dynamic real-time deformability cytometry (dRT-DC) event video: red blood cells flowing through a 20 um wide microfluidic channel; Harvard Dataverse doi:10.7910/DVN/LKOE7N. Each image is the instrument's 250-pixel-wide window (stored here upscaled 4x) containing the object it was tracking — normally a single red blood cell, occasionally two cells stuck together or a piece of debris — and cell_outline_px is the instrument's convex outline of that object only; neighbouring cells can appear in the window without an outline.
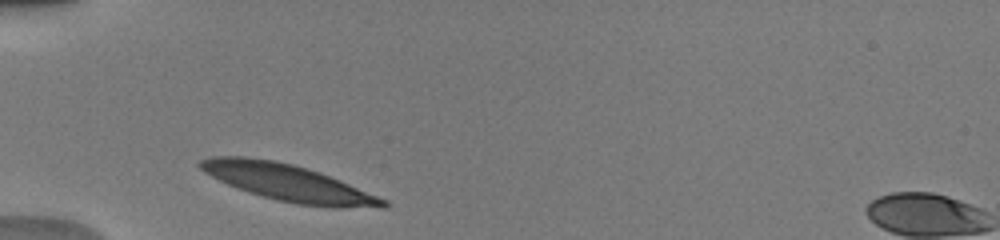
{"species": "human", "species_latin": "Homo sapiens", "temperature_condition": "warm", "stored_images_in_passage": 29, "camera_frame_rate_fps": 3000, "um_per_image_px": 0.085, "donor": {"sex": "male"}, "frame": {"image": 1, "passage_image": 1, "time_ms": 0.0, "image_size_px": [1000, 240], "cell_outline_px": [[388, 204], [384, 208], [332, 208], [296, 204], [276, 200], [248, 192], [228, 184], [204, 172], [196, 164], [200, 160], [212, 156], [244, 156], [272, 160], [292, 164], [308, 168], [320, 172], [340, 180], [388, 200]], "centroid_in_image_um": [24.53, 15.54], "position_along_channel_um": 60.5, "area_um2": 39.19}}
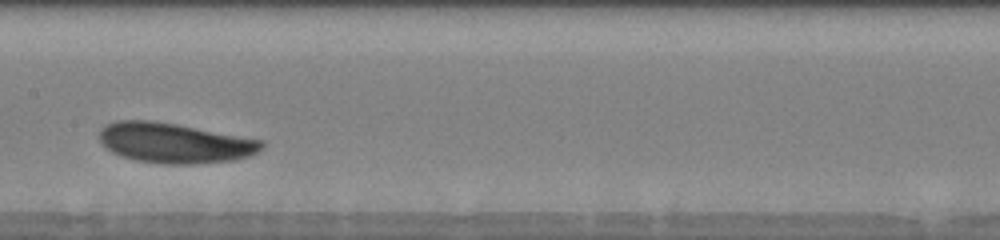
{"frame": {"image": 2, "passage_image": 12, "time_ms": 3.667, "image_size_px": [1000, 240], "cell_outline_px": [[264, 148], [248, 156], [232, 160], [192, 164], [164, 164], [136, 160], [120, 156], [112, 152], [100, 140], [100, 132], [108, 124], [116, 120], [152, 120], [176, 124], [264, 140]], "centroid_in_image_um": [14.86, 12.15], "position_along_channel_um": 192.5, "area_um2": 37.69}}
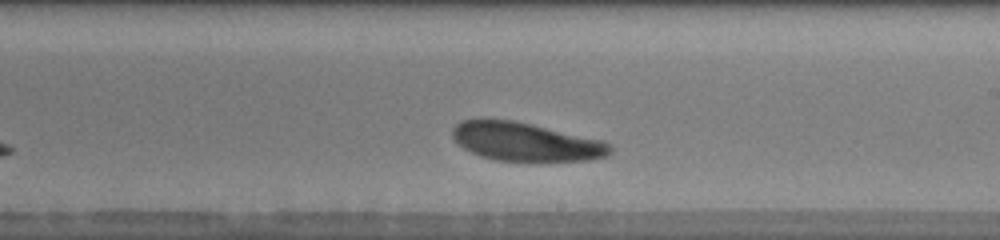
{"frame": {"image": 3, "passage_image": 16, "time_ms": 5.0, "image_size_px": [1000, 240], "cell_outline_px": [[612, 152], [608, 156], [588, 160], [536, 164], [492, 160], [480, 156], [464, 148], [452, 136], [452, 128], [460, 120], [480, 116], [484, 116], [512, 120], [604, 140], [612, 148]], "centroid_in_image_um": [44.66, 12.07], "position_along_channel_um": 244.3, "area_um2": 37.05}, "authors_computed_cell_mechanics": {"area_um2": 36.5874, "velocity_mm_per_s": 3.889, "shape_relaxation_time_tau1_ms": 2.1547, "shape_relaxation_time_tau2_ms": 3.6858, "deformation_change_tau1": 0.1223, "deformation_change_tau2": 0.0994}}